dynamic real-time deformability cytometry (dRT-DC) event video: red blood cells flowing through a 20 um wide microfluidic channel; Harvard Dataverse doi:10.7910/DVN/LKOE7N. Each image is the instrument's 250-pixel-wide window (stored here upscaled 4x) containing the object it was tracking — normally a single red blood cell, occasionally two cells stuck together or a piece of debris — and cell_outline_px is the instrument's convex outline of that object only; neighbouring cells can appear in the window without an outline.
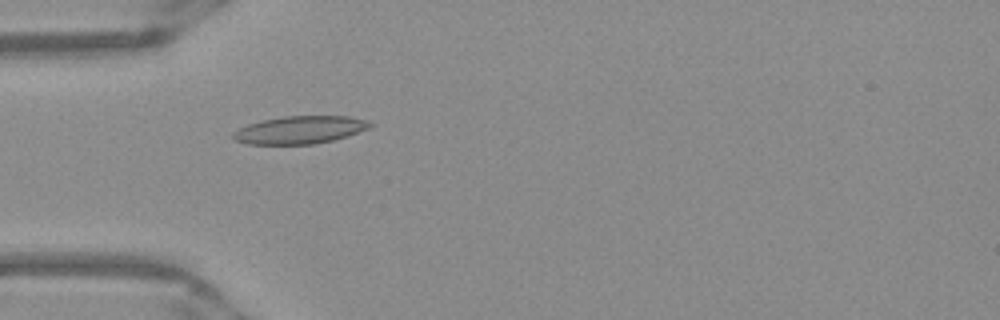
{"species": "Egyptian fruit bat (a non-hibernating species)", "species_latin": "Rousettus aegyptiacus", "temperature_condition": "warm", "stored_images_in_passage": 52, "camera_frame_rate_fps": 3000, "um_per_image_px": 0.085, "frame": {"image": 1, "passage_image": 16, "time_ms": 5.0, "image_size_px": [1000, 320], "cell_outline_px": [[376, 124], [368, 128], [348, 136], [332, 140], [312, 144], [248, 144], [236, 140], [232, 136], [232, 132], [248, 124], [264, 120], [284, 116], [348, 116], [368, 120]], "centroid_in_image_um": [25.52, 11.03], "position_along_channel_um": 59.5, "area_um2": 22.02}}
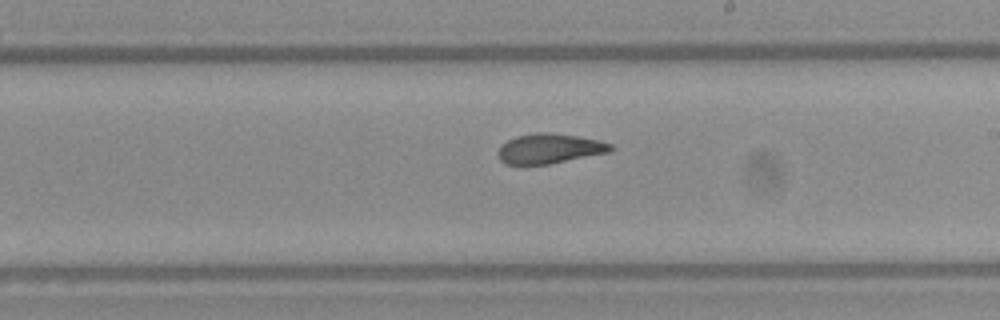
{"frame": {"image": 2, "passage_image": 30, "time_ms": 9.667, "image_size_px": [1000, 320], "cell_outline_px": [[616, 148], [608, 152], [548, 164], [504, 164], [500, 160], [496, 152], [500, 144], [516, 136], [536, 132], [548, 132], [576, 136], [600, 140], [612, 144]], "centroid_in_image_um": [46.67, 12.62], "position_along_channel_um": 242.3, "area_um2": 19.65}}
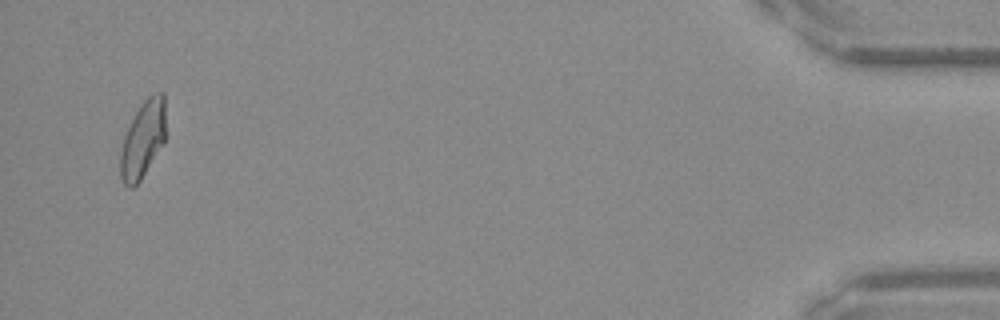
{"frame": {"image": 3, "passage_image": 50, "time_ms": 16.333, "image_size_px": [1000, 320], "cell_outline_px": [[164, 144], [140, 180], [132, 188], [128, 188], [124, 184], [120, 176], [120, 152], [124, 136], [140, 104], [152, 92], [164, 92]], "centroid_in_image_um": [12.14, 11.85], "position_along_channel_um": 423.1, "area_um2": 20.23}, "authors_computed_cell_mechanics": {"area_um2": 20.3456, "velocity_mm_per_s": 3.9578, "shape_relaxation_time_tau1_ms": null, "shape_relaxation_time_tau2_ms": 2.3021, "deformation_change_tau1": null, "deformation_change_tau2": 0.0782}}